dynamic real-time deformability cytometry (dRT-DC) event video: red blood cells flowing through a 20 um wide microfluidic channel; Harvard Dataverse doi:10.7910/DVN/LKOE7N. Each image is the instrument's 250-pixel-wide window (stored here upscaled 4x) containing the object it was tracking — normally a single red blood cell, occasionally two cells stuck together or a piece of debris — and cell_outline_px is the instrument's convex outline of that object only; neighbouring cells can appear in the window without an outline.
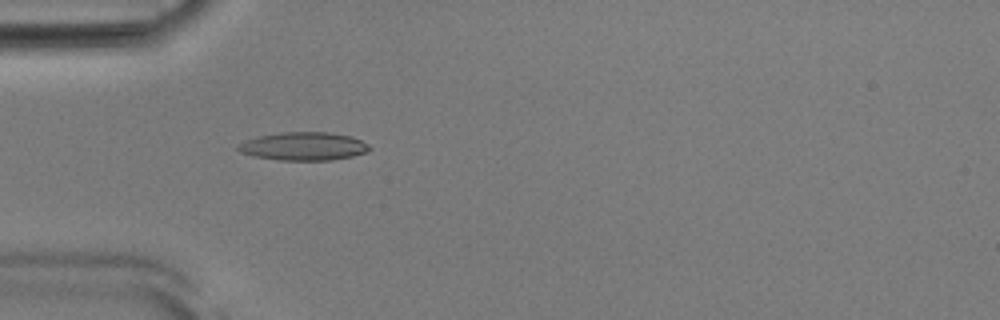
{"species": "Egyptian fruit bat (a non-hibernating species)", "species_latin": "Rousettus aegyptiacus", "temperature_condition": "room temperature", "stored_images_in_passage": 52, "camera_frame_rate_fps": 3000, "um_per_image_px": 0.085, "animal": {"sex": "male"}, "frame": {"image": 1, "passage_image": 16, "time_ms": 5.0, "image_size_px": [1000, 320], "cell_outline_px": [[372, 148], [364, 152], [352, 156], [332, 160], [280, 160], [256, 156], [240, 152], [236, 148], [236, 144], [244, 140], [256, 136], [280, 132], [328, 132], [352, 136], [368, 144]], "centroid_in_image_um": [25.76, 12.42], "position_along_channel_um": 59.2, "area_um2": 21.68}}
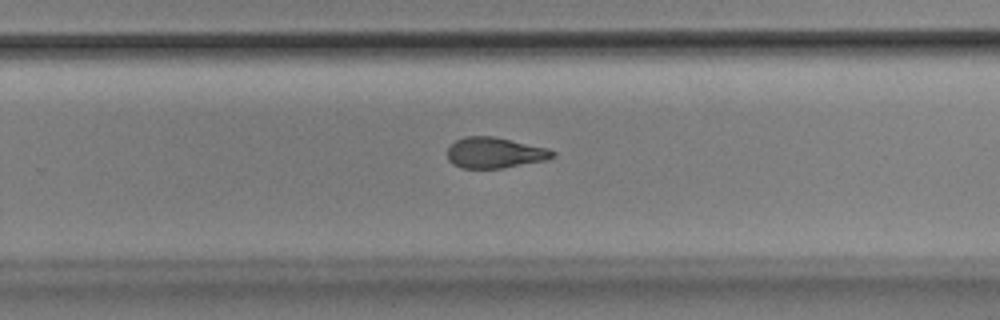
{"frame": {"image": 2, "passage_image": 34, "time_ms": 11.0, "image_size_px": [1000, 320], "cell_outline_px": [[556, 156], [548, 160], [500, 168], [460, 168], [452, 164], [448, 160], [448, 148], [456, 140], [464, 136], [492, 136], [512, 140], [548, 148], [556, 152]], "centroid_in_image_um": [42.07, 12.98], "position_along_channel_um": 287.7, "area_um2": 18.96}}
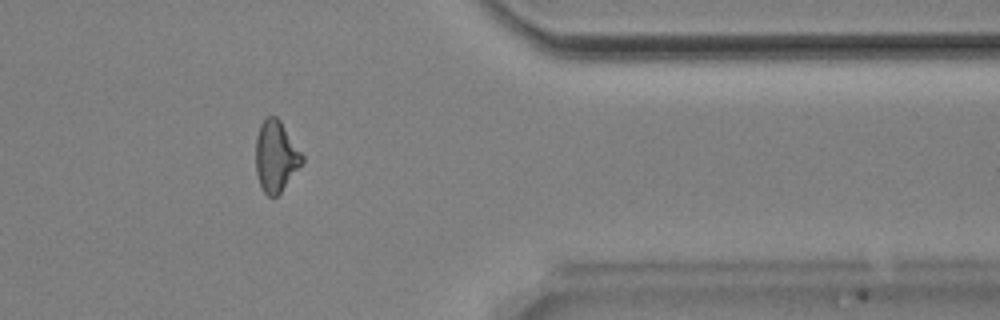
{"frame": {"image": 3, "passage_image": 43, "time_ms": 14.0, "image_size_px": [1000, 320], "cell_outline_px": [[304, 164], [280, 192], [276, 196], [268, 196], [260, 188], [256, 172], [256, 136], [260, 124], [268, 116], [276, 116], [280, 120], [304, 156]], "centroid_in_image_um": [23.46, 13.3], "position_along_channel_um": 387.9, "area_um2": 19.36}, "authors_computed_cell_mechanics": {"area_um2": 19.7387, "velocity_mm_per_s": 3.8789, "shape_relaxation_time_tau1_ms": 5.6599, "shape_relaxation_time_tau2_ms": 3.0966, "deformation_change_tau1": 0.1901, "deformation_change_tau2": 0.122}}